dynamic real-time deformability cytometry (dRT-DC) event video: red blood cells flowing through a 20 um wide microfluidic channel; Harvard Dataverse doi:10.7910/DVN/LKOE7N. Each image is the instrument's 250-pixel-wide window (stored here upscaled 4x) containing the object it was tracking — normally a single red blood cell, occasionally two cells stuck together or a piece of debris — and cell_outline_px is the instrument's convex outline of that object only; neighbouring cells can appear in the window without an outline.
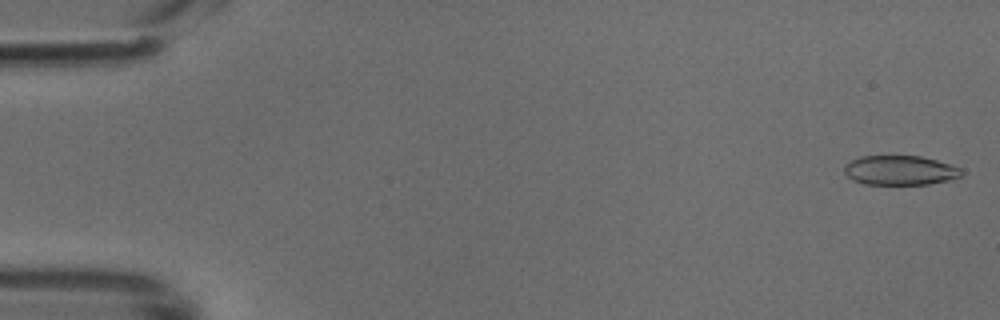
{"species": "common noctule bat (a hibernating species)", "species_latin": "Nyctalus noctula", "temperature_condition": "cold", "stored_images_in_passage": 8, "camera_frame_rate_fps": 3000, "um_per_image_px": 0.085, "animal": {"sex": "male", "body_mass_g": 18.8}, "frame": {"image": 1, "passage_image": 1, "time_ms": 0.0, "image_size_px": [1000, 320], "cell_outline_px": [[964, 172], [960, 176], [948, 180], [928, 184], [864, 184], [852, 180], [844, 172], [844, 164], [860, 156], [920, 156], [936, 160], [964, 168]], "centroid_in_image_um": [76.51, 14.47], "position_along_channel_um": 8.5, "area_um2": 20.23}}